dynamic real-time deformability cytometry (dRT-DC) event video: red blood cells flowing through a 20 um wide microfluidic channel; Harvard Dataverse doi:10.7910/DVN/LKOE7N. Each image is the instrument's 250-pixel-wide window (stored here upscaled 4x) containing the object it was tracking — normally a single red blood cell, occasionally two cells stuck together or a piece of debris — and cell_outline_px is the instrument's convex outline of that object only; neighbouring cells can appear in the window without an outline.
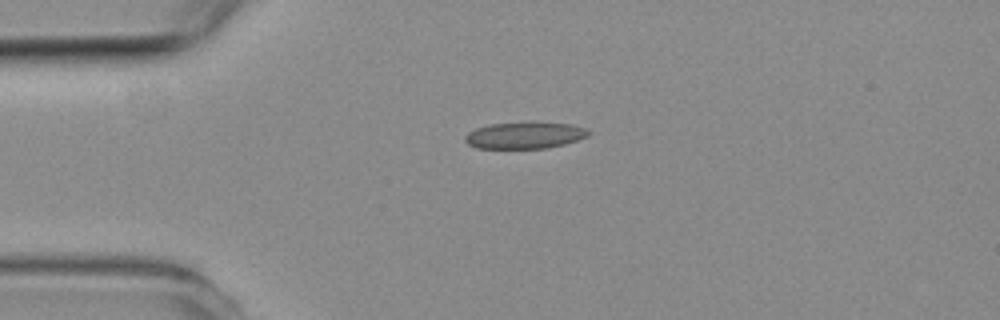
{"species": "common noctule bat (a hibernating species)", "species_latin": "Nyctalus noctula", "temperature_condition": "room temperature", "stored_images_in_passage": 1, "camera_frame_rate_fps": 3000, "um_per_image_px": 0.085, "animal": {"sex": "female", "body_mass_g": 19.3, "forearm_length_mm": 54.1}, "frame": {"image": 1, "passage_image": 1, "time_ms": 0.0, "image_size_px": [1000, 320], "cell_outline_px": [[592, 132], [588, 136], [564, 144], [548, 148], [476, 148], [468, 144], [464, 140], [464, 136], [468, 132], [476, 128], [488, 124], [572, 124], [584, 128]], "centroid_in_image_um": [44.57, 11.53], "position_along_channel_um": 40.4, "area_um2": 18.55}}